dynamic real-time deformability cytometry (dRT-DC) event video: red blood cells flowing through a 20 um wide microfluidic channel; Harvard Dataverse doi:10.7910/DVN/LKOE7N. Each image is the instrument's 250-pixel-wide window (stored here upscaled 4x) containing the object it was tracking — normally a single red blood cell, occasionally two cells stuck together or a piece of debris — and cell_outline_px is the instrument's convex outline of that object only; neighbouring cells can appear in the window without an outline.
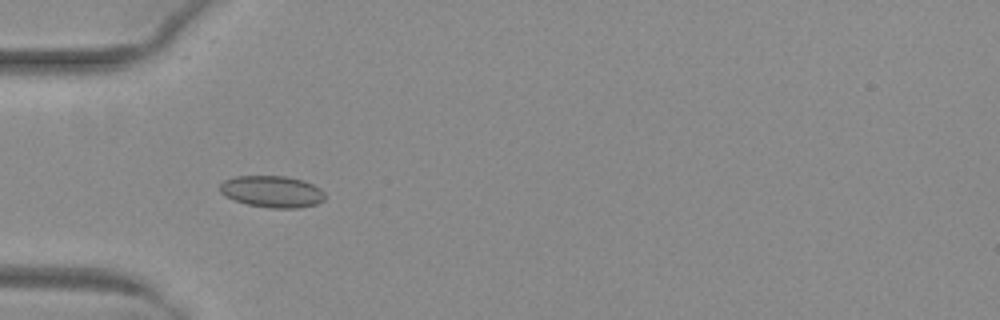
{"species": "common noctule bat (a hibernating species)", "species_latin": "Nyctalus noctula", "temperature_condition": "warm", "stored_images_in_passage": 34, "camera_frame_rate_fps": 3000, "um_per_image_px": 0.085, "animal": {"sex": "female", "body_mass_g": 29.2, "forearm_length_mm": 56.3}, "frame": {"image": 1, "passage_image": 4, "time_ms": 1.0, "image_size_px": [1000, 320], "cell_outline_px": [[324, 200], [316, 204], [300, 208], [272, 208], [248, 204], [232, 200], [224, 196], [220, 192], [220, 184], [224, 180], [236, 176], [288, 176], [304, 180], [320, 188], [324, 192]], "centroid_in_image_um": [23.12, 16.28], "position_along_channel_um": 61.9, "area_um2": 19.54}}
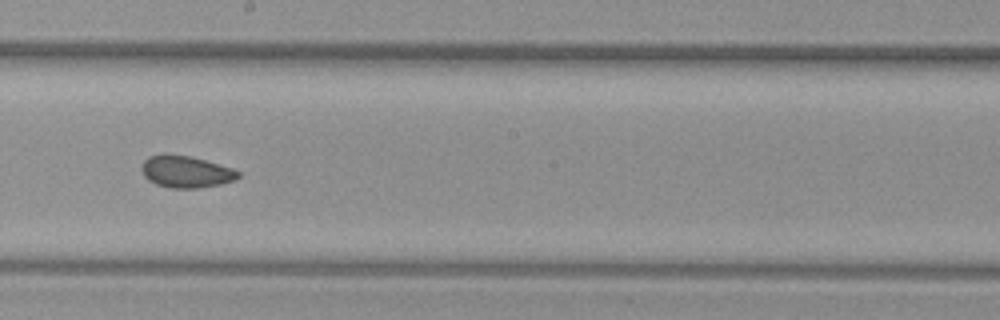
{"frame": {"image": 2, "passage_image": 17, "time_ms": 5.333, "image_size_px": [1000, 320], "cell_outline_px": [[240, 176], [232, 180], [220, 184], [196, 188], [168, 188], [156, 184], [148, 180], [144, 176], [140, 168], [144, 160], [148, 156], [164, 152], [188, 156], [204, 160], [232, 168], [240, 172]], "centroid_in_image_um": [15.73, 14.58], "position_along_channel_um": 232.5, "area_um2": 18.03}}
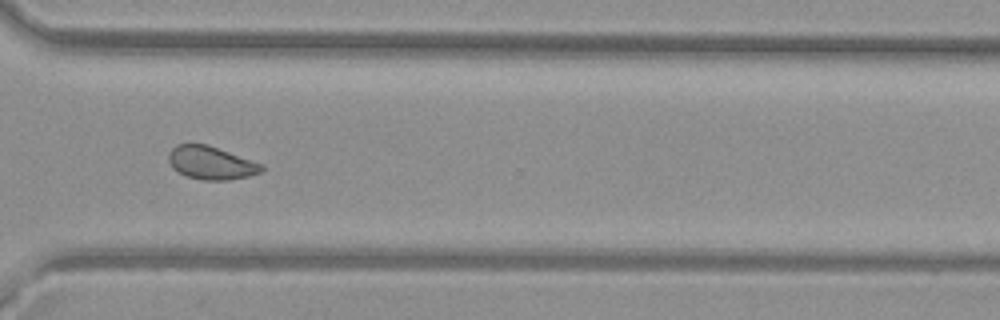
{"frame": {"image": 3, "passage_image": 26, "time_ms": 8.333, "image_size_px": [1000, 320], "cell_outline_px": [[264, 168], [260, 172], [248, 176], [228, 180], [204, 180], [184, 176], [172, 168], [168, 160], [168, 152], [176, 144], [208, 144], [264, 164]], "centroid_in_image_um": [17.92, 13.84], "position_along_channel_um": 352.7, "area_um2": 18.15}, "authors_computed_cell_mechanics": {"area_um2": 18.1203, "velocity_mm_per_s": 4.0059, "shape_relaxation_time_tau1_ms": null, "shape_relaxation_time_tau2_ms": 1.2383, "deformation_change_tau1": null, "deformation_change_tau2": 0.0522}}